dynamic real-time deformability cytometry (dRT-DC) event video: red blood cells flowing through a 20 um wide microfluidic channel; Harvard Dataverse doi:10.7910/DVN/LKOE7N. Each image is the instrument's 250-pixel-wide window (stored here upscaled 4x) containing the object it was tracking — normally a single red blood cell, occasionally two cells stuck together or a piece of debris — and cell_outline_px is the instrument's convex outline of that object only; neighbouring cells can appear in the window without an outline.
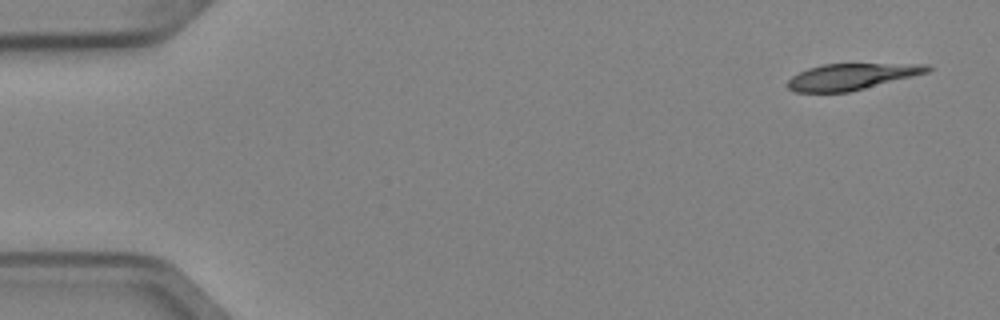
{"species": "Egyptian fruit bat (a non-hibernating species)", "species_latin": "Rousettus aegyptiacus", "temperature_condition": "cold", "stored_images_in_passage": 6, "camera_frame_rate_fps": 3000, "um_per_image_px": 0.085, "animal": {"sex": "female"}, "frame": {"image": 1, "passage_image": 1, "time_ms": 0.0, "image_size_px": [1000, 320], "cell_outline_px": [[932, 68], [928, 72], [848, 92], [796, 92], [788, 88], [788, 80], [792, 76], [808, 68], [824, 64], [928, 64]], "centroid_in_image_um": [72.36, 6.51], "position_along_channel_um": 12.6, "area_um2": 20.98}}
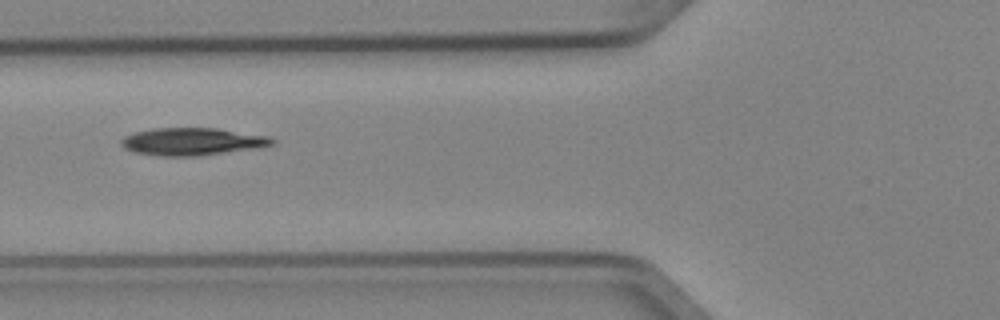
{"frame": {"image": 2, "passage_image": 5, "time_ms": 1.333, "image_size_px": [1000, 320], "cell_outline_px": [[276, 140], [272, 144], [252, 148], [200, 156], [160, 156], [136, 152], [124, 148], [120, 144], [120, 140], [124, 136], [136, 132], [152, 128], [216, 128], [268, 136]], "centroid_in_image_um": [16.28, 12.03], "position_along_channel_um": 109.5, "area_um2": 23.93}}
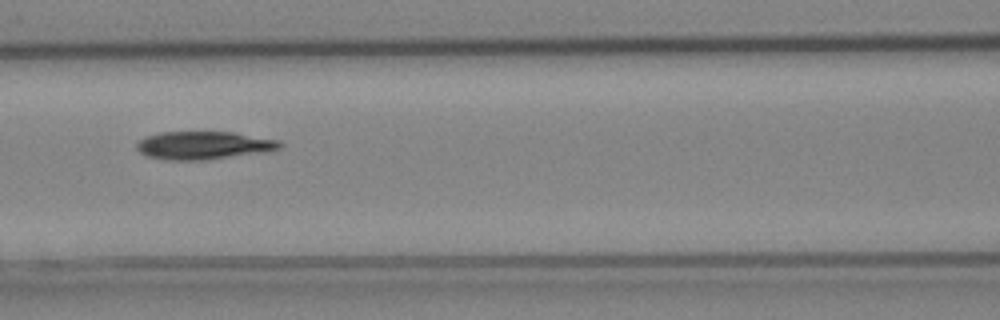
{"frame": {"image": 3, "passage_image": 6, "time_ms": 1.667, "image_size_px": [1000, 320], "cell_outline_px": [[284, 144], [280, 148], [208, 160], [168, 160], [148, 156], [140, 152], [136, 148], [136, 144], [144, 136], [160, 132], [232, 132], [280, 140]], "centroid_in_image_um": [17.25, 12.34], "position_along_channel_um": 149.3, "area_um2": 23.12}}